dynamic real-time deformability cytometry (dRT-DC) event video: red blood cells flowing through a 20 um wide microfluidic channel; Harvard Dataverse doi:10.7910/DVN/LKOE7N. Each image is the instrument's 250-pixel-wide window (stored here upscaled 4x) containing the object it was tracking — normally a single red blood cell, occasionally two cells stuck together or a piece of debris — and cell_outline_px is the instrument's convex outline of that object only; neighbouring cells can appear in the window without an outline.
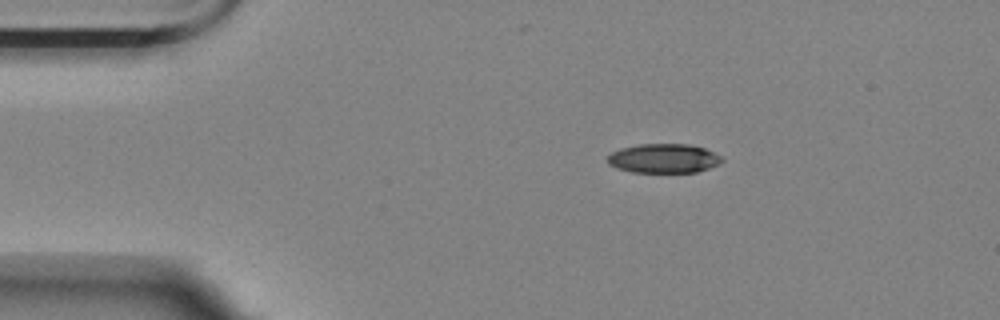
{"species": "Egyptian fruit bat (a non-hibernating species)", "species_latin": "Rousettus aegyptiacus", "temperature_condition": "room temperature", "stored_images_in_passage": 48, "camera_frame_rate_fps": 3000, "um_per_image_px": 0.085, "animal": {"sex": "female"}, "frame": {"image": 1, "passage_image": 1, "time_ms": 0.0, "image_size_px": [1000, 320], "cell_outline_px": [[724, 160], [720, 164], [696, 172], [632, 172], [616, 168], [608, 164], [608, 156], [612, 152], [620, 148], [640, 144], [688, 144], [704, 148], [724, 156]], "centroid_in_image_um": [56.44, 13.46], "position_along_channel_um": 28.6, "area_um2": 19.59}}
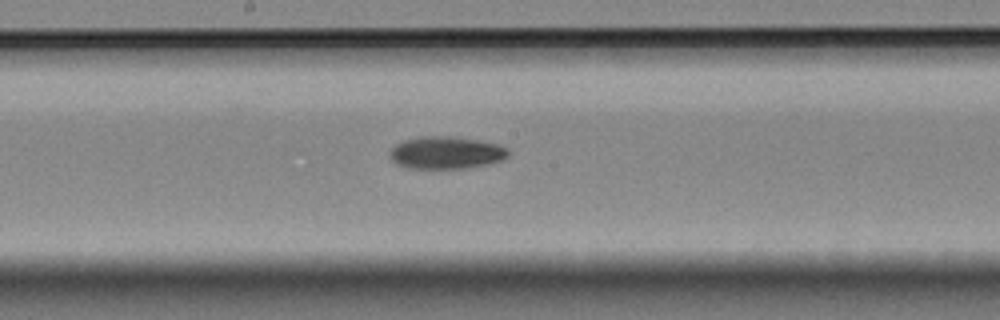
{"frame": {"image": 2, "passage_image": 21, "time_ms": 6.667, "image_size_px": [1000, 320], "cell_outline_px": [[508, 156], [504, 160], [488, 164], [468, 168], [408, 168], [396, 164], [388, 156], [388, 152], [396, 144], [404, 140], [420, 136], [452, 136], [500, 144], [508, 152]], "centroid_in_image_um": [37.89, 12.98], "position_along_channel_um": 210.3, "area_um2": 22.48}}
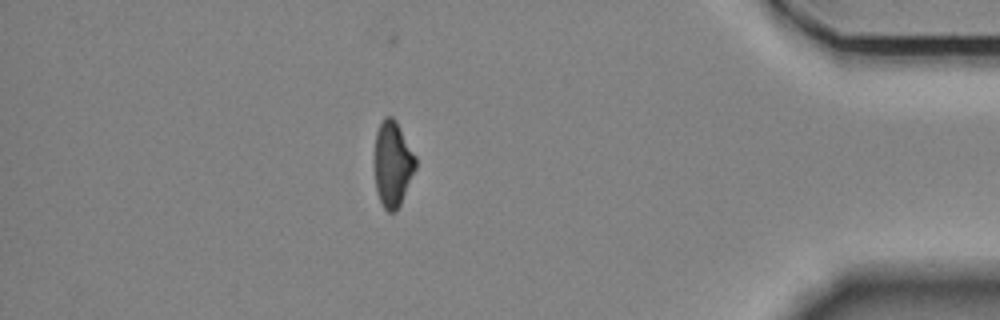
{"frame": {"image": 3, "passage_image": 41, "time_ms": 13.333, "image_size_px": [1000, 320], "cell_outline_px": [[416, 168], [400, 204], [396, 212], [388, 212], [384, 208], [380, 200], [376, 188], [376, 132], [384, 116], [392, 116], [396, 120], [416, 156]], "centroid_in_image_um": [33.4, 13.92], "position_along_channel_um": 401.8, "area_um2": 20.11}, "authors_computed_cell_mechanics": {"area_um2": 21.675, "velocity_mm_per_s": 3.4829, "shape_relaxation_time_tau1_ms": 5.2549, "shape_relaxation_time_tau2_ms": 7.3253, "deformation_change_tau1": 0.1379, "deformation_change_tau2": 0.1446}}